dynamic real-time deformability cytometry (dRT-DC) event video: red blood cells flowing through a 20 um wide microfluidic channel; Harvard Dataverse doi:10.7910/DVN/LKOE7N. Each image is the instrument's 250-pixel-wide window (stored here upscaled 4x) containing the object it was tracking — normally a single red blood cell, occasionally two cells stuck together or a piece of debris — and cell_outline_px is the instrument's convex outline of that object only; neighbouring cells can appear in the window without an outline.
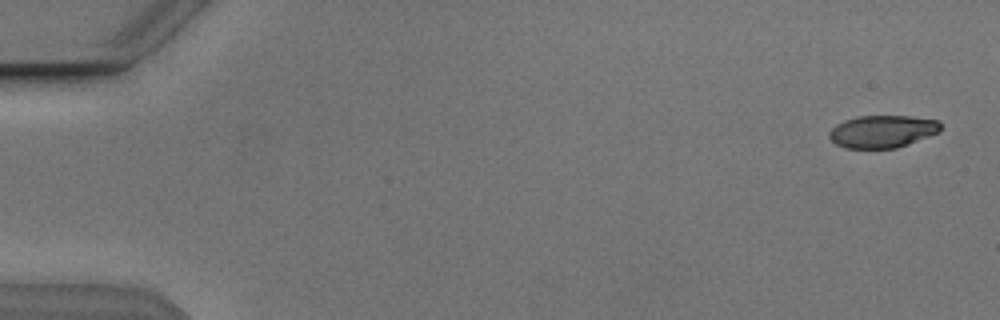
{"species": "Egyptian fruit bat (a non-hibernating species)", "species_latin": "Rousettus aegyptiacus", "temperature_condition": "cold", "stored_images_in_passage": 53, "camera_frame_rate_fps": 3000, "um_per_image_px": 0.085, "animal": {"sex": "male"}, "frame": {"image": 1, "passage_image": 1, "time_ms": 0.0, "image_size_px": [1000, 320], "cell_outline_px": [[940, 132], [896, 148], [848, 148], [836, 144], [828, 136], [828, 132], [836, 124], [844, 120], [860, 116], [912, 116], [940, 120]], "centroid_in_image_um": [75.01, 11.16], "position_along_channel_um": 10.0, "area_um2": 21.04}}
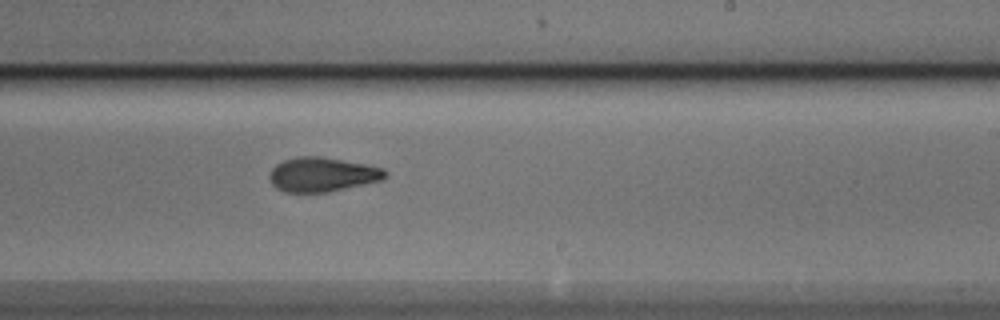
{"frame": {"image": 2, "passage_image": 32, "time_ms": 10.333, "image_size_px": [1000, 320], "cell_outline_px": [[388, 176], [384, 180], [328, 192], [284, 192], [276, 188], [272, 184], [268, 176], [272, 168], [276, 164], [284, 160], [300, 156], [320, 156], [368, 164], [384, 168], [388, 172]], "centroid_in_image_um": [27.43, 14.83], "position_along_channel_um": 261.6, "area_um2": 23.47}}
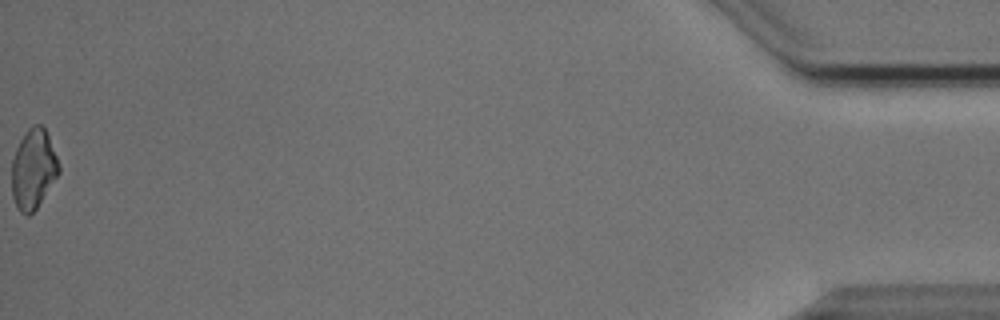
{"frame": {"image": 3, "passage_image": 53, "time_ms": 17.333, "image_size_px": [1000, 320], "cell_outline_px": [[60, 172], [36, 208], [28, 216], [20, 212], [16, 208], [12, 196], [12, 160], [16, 148], [20, 140], [28, 128], [32, 124], [40, 124], [44, 128], [48, 136], [56, 156], [60, 168]], "centroid_in_image_um": [2.81, 14.38], "position_along_channel_um": 432.4, "area_um2": 21.73}, "authors_computed_cell_mechanics": {"area_um2": 22.831, "velocity_mm_per_s": 3.8526, "shape_relaxation_time_tau1_ms": 3.2429, "shape_relaxation_time_tau2_ms": 2.6164, "deformation_change_tau1": 0.132, "deformation_change_tau2": 0.0909}}